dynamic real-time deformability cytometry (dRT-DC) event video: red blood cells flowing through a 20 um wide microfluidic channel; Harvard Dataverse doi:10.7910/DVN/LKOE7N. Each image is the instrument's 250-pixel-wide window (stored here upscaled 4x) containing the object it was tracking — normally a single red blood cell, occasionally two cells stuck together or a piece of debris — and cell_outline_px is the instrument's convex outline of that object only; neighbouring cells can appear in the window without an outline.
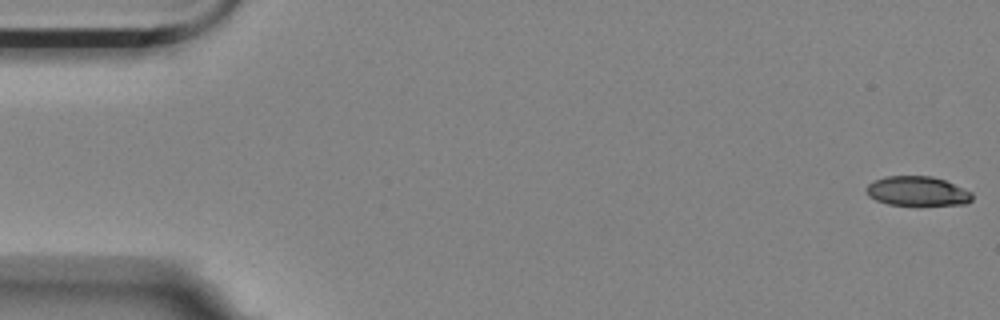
{"species": "Egyptian fruit bat (a non-hibernating species)", "species_latin": "Rousettus aegyptiacus", "temperature_condition": "room temperature", "stored_images_in_passage": 45, "camera_frame_rate_fps": 3000, "um_per_image_px": 0.085, "animal": {"sex": "female"}, "frame": {"image": 1, "passage_image": 1, "time_ms": 0.0, "image_size_px": [1000, 320], "cell_outline_px": [[972, 200], [968, 204], [888, 204], [876, 200], [868, 196], [864, 188], [872, 180], [884, 176], [932, 176], [944, 180], [972, 192]], "centroid_in_image_um": [77.93, 16.23], "position_along_channel_um": 7.1, "area_um2": 18.09}}
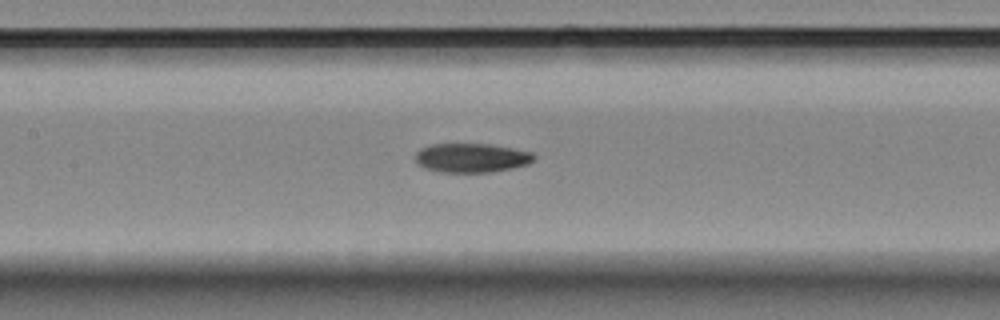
{"frame": {"image": 2, "passage_image": 26, "time_ms": 8.333, "image_size_px": [1000, 320], "cell_outline_px": [[536, 156], [528, 164], [512, 168], [488, 172], [440, 172], [424, 168], [416, 160], [416, 152], [420, 148], [432, 144], [492, 144], [532, 152]], "centroid_in_image_um": [40.08, 13.41], "position_along_channel_um": 167.3, "area_um2": 20.06}}
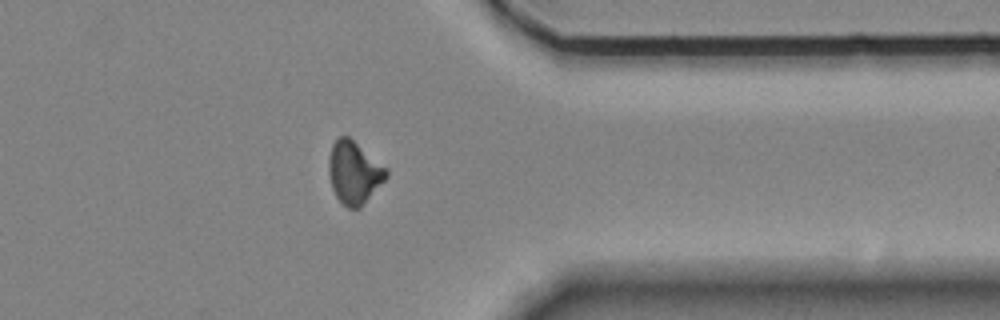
{"frame": {"image": 3, "passage_image": 45, "time_ms": 14.667, "image_size_px": [1000, 320], "cell_outline_px": [[388, 176], [360, 208], [348, 208], [336, 196], [332, 188], [328, 172], [328, 156], [332, 144], [340, 136], [348, 136], [388, 168]], "centroid_in_image_um": [30.09, 14.65], "position_along_channel_um": 381.3, "area_um2": 20.92}, "authors_computed_cell_mechanics": {"area_um2": 20.4612, "velocity_mm_per_s": 3.5251, "shape_relaxation_time_tau1_ms": 8.5226, "shape_relaxation_time_tau2_ms": 5.1521, "deformation_change_tau1": 0.2268, "deformation_change_tau2": 0.1149}}